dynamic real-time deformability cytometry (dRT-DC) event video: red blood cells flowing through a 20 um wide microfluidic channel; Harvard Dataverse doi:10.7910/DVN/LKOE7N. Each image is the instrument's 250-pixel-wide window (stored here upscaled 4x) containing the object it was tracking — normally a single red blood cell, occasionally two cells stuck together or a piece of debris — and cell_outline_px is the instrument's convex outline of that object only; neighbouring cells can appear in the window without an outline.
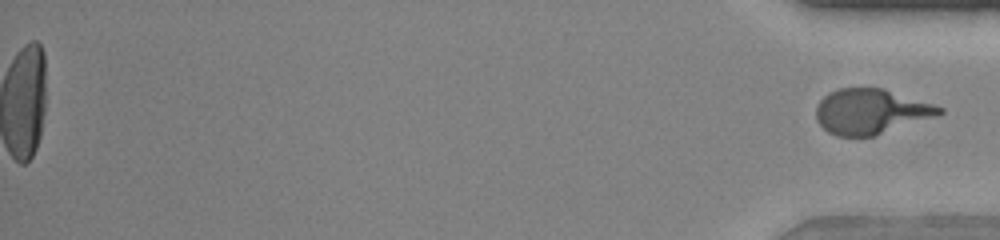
{"species": "human", "species_latin": "Homo sapiens", "temperature_condition": "warm", "stored_images_in_passage": 48, "segment_of_instrument_passage": [2, 2], "camera_frame_rate_fps": 3000, "um_per_image_px": 0.085, "donor": {"sex": "female"}, "frame": {"image": 1, "passage_image": 48, "time_ms": 15.667, "image_size_px": [1000, 240], "cell_outline_px": [[944, 112], [936, 116], [872, 136], [836, 136], [828, 132], [816, 120], [816, 108], [820, 100], [828, 92], [840, 88], [880, 88], [932, 104], [944, 108]], "centroid_in_image_um": [73.97, 9.48], "position_along_channel_um": 361.2, "area_um2": 31.85}}